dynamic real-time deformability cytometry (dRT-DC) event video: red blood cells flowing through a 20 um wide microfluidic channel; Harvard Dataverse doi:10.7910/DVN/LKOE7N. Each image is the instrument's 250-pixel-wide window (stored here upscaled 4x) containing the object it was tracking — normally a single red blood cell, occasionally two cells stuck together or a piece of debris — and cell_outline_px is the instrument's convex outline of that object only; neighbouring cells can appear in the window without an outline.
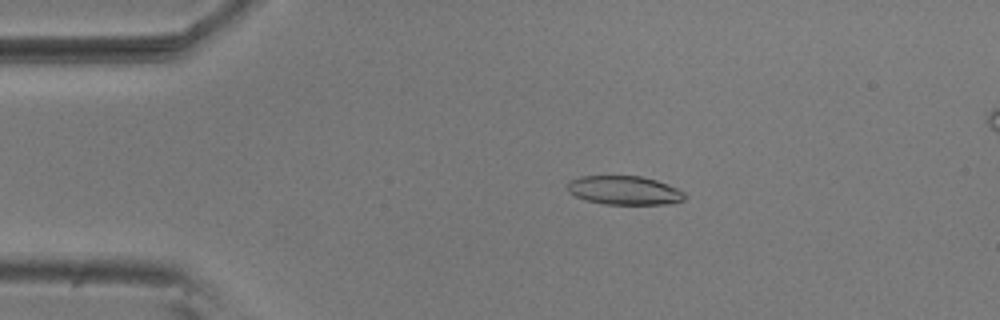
{"species": "common noctule bat (a hibernating species)", "species_latin": "Nyctalus noctula", "temperature_condition": "room temperature", "stored_images_in_passage": 47, "camera_frame_rate_fps": 3000, "um_per_image_px": 0.085, "animal": {"sex": "male", "body_mass_g": 20.5, "forearm_length_mm": 52.5}, "frame": {"image": 1, "passage_image": 3, "time_ms": 0.667, "image_size_px": [1000, 320], "cell_outline_px": [[688, 196], [684, 200], [668, 204], [604, 204], [584, 200], [568, 192], [568, 180], [580, 176], [640, 176], [656, 180], [676, 188], [684, 192]], "centroid_in_image_um": [53.06, 16.18], "position_along_channel_um": 31.9, "area_um2": 19.77}}
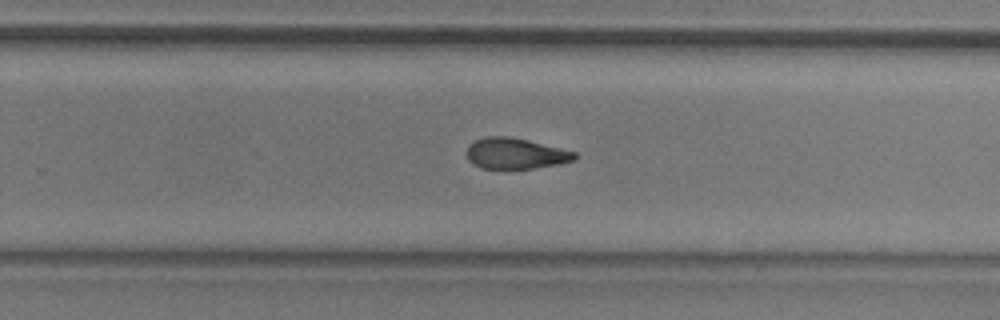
{"frame": {"image": 2, "passage_image": 27, "time_ms": 8.667, "image_size_px": [1000, 320], "cell_outline_px": [[576, 156], [572, 160], [560, 164], [532, 168], [480, 168], [472, 164], [468, 160], [468, 144], [484, 136], [508, 136], [528, 140], [576, 152]], "centroid_in_image_um": [43.78, 13.04], "position_along_channel_um": 286.0, "area_um2": 19.25}}
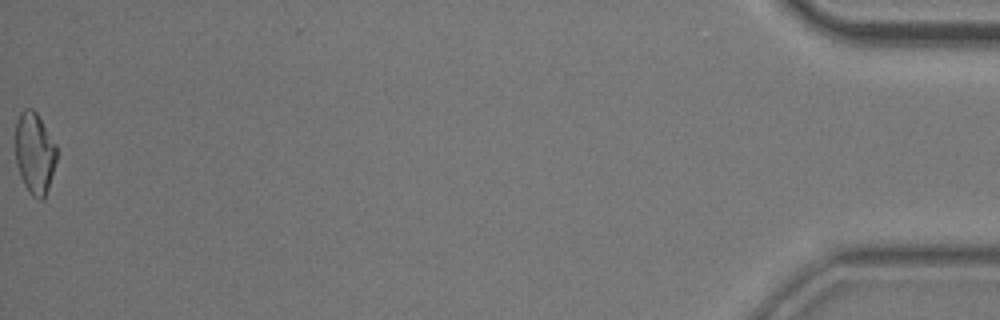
{"frame": {"image": 3, "passage_image": 47, "time_ms": 15.333, "image_size_px": [1000, 320], "cell_outline_px": [[56, 160], [48, 188], [44, 196], [40, 200], [32, 196], [28, 192], [20, 176], [16, 164], [16, 120], [20, 112], [24, 108], [32, 108], [36, 112], [56, 144]], "centroid_in_image_um": [2.93, 13.0], "position_along_channel_um": 432.3, "area_um2": 19.48}, "authors_computed_cell_mechanics": {"area_um2": 20.1144, "velocity_mm_per_s": 3.7157, "shape_relaxation_time_tau1_ms": 7.1323, "shape_relaxation_time_tau2_ms": 3.3319, "deformation_change_tau1": 0.1793, "deformation_change_tau2": 0.0995}}